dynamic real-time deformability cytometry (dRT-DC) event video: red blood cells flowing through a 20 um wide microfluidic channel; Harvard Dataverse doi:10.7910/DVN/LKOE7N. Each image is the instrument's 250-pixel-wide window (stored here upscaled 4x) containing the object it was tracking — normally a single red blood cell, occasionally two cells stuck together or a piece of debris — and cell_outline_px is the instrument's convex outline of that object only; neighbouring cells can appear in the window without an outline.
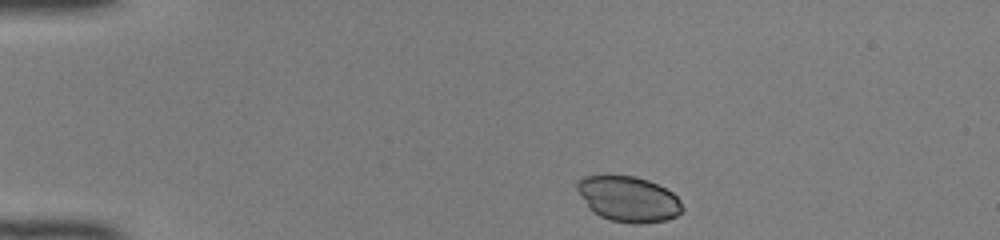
{"species": "common noctule bat (a hibernating species)", "species_latin": "Nyctalus noctula", "temperature_condition": "room temperature", "stored_images_in_passage": 40, "camera_frame_rate_fps": 3000, "um_per_image_px": 0.085, "animal": {"sex": "female", "body_mass_g": 22.0, "forearm_length_mm": 56.7}, "frame": {"image": 1, "passage_image": 1, "time_ms": 0.0, "image_size_px": [1000, 240], "cell_outline_px": [[684, 208], [676, 216], [664, 220], [640, 224], [632, 224], [612, 220], [600, 216], [592, 212], [588, 208], [576, 188], [576, 180], [584, 176], [636, 176], [648, 180], [672, 192], [680, 200]], "centroid_in_image_um": [53.39, 16.92], "position_along_channel_um": 31.6, "area_um2": 27.86}}
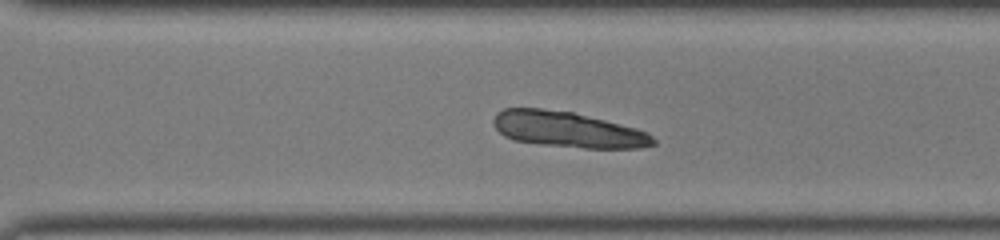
{"frame": {"image": 2, "passage_image": 27, "time_ms": 8.667, "image_size_px": [1000, 240], "cell_outline_px": [[656, 144], [640, 148], [584, 148], [540, 144], [516, 140], [504, 136], [492, 124], [492, 120], [496, 112], [504, 108], [540, 108], [572, 112], [636, 128], [648, 132], [656, 140]], "centroid_in_image_um": [48.25, 11.01], "position_along_channel_um": 322.3, "area_um2": 33.18}}
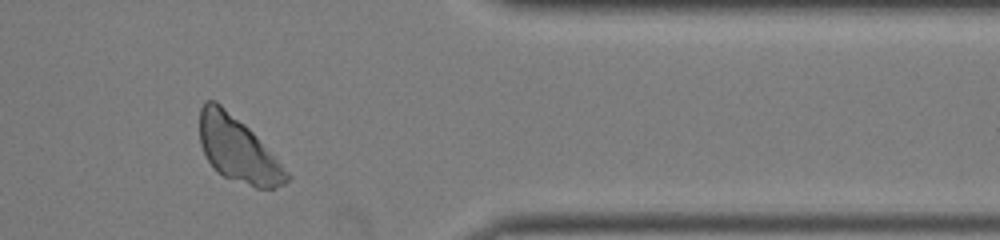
{"frame": {"image": 3, "passage_image": 33, "time_ms": 10.667, "image_size_px": [1000, 240], "cell_outline_px": [[292, 176], [284, 184], [276, 188], [256, 188], [224, 176], [216, 172], [212, 168], [200, 144], [200, 108], [204, 100], [216, 100], [244, 124], [256, 136]], "centroid_in_image_um": [20.2, 12.71], "position_along_channel_um": 391.2, "area_um2": 32.71}}